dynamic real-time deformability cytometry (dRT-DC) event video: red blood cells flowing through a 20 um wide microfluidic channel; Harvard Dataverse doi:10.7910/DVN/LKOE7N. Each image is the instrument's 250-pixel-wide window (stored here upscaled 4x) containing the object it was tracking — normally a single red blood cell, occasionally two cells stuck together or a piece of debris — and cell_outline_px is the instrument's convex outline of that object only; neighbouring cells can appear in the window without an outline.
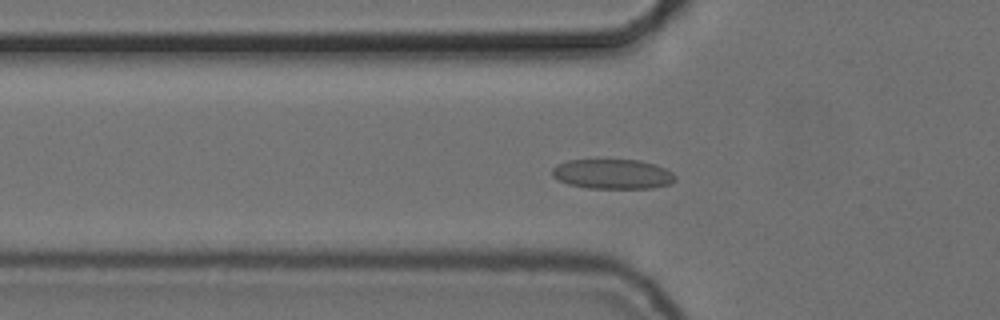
{"species": "common noctule bat (a hibernating species)", "species_latin": "Nyctalus noctula", "temperature_condition": "cold", "stored_images_in_passage": 56, "camera_frame_rate_fps": 3000, "um_per_image_px": 0.085, "animal": {"sex": "female", "body_mass_g": 24.6, "forearm_length_mm": 56.2}, "frame": {"image": 1, "passage_image": 19, "time_ms": 6.0, "image_size_px": [1000, 320], "cell_outline_px": [[676, 180], [672, 184], [652, 188], [588, 188], [568, 184], [552, 176], [552, 168], [556, 164], [568, 160], [640, 160], [656, 164], [672, 172], [676, 176]], "centroid_in_image_um": [52.1, 14.79], "position_along_channel_um": 73.7, "area_um2": 21.5}}
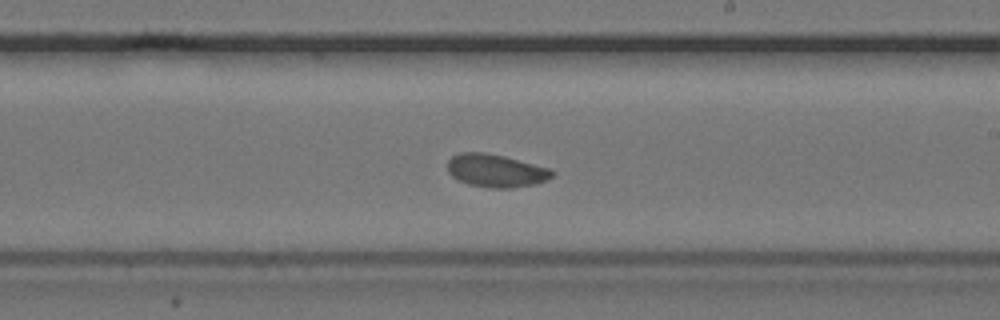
{"frame": {"image": 2, "passage_image": 33, "time_ms": 10.667, "image_size_px": [1000, 320], "cell_outline_px": [[556, 172], [552, 176], [544, 180], [532, 184], [512, 188], [492, 188], [468, 184], [452, 176], [448, 172], [448, 160], [452, 156], [460, 152], [484, 152], [504, 156], [548, 168]], "centroid_in_image_um": [42.11, 14.5], "position_along_channel_um": 246.9, "area_um2": 19.83}}
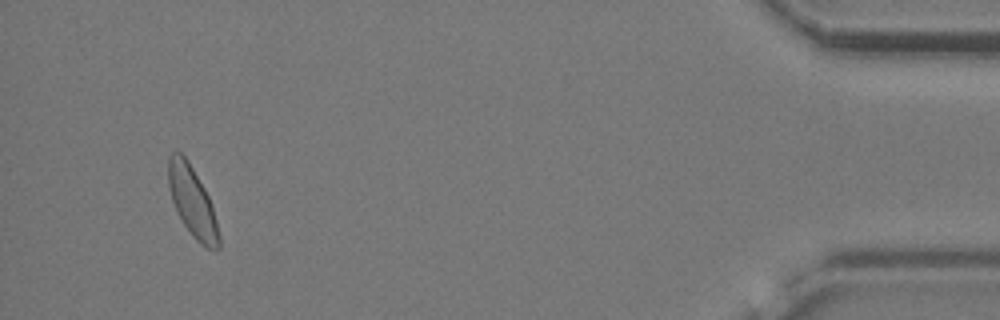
{"frame": {"image": 3, "passage_image": 53, "time_ms": 17.333, "image_size_px": [1000, 320], "cell_outline_px": [[220, 248], [216, 252], [200, 244], [192, 236], [176, 212], [168, 188], [168, 156], [172, 152], [180, 152], [188, 160], [204, 188], [212, 204], [220, 236]], "centroid_in_image_um": [16.35, 17.17], "position_along_channel_um": 418.9, "area_um2": 20.81}}